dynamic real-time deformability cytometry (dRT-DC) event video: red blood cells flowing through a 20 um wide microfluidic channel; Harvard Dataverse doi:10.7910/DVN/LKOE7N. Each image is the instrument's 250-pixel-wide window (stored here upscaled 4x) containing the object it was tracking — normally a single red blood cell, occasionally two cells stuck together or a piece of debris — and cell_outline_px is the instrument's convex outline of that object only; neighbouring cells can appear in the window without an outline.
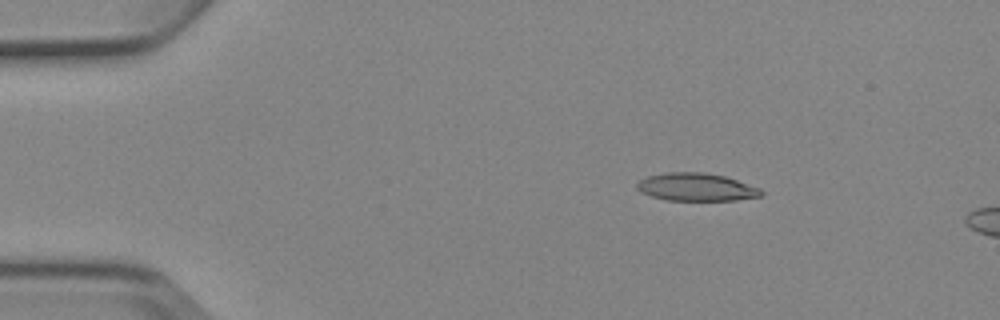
{"species": "Egyptian fruit bat (a non-hibernating species)", "species_latin": "Rousettus aegyptiacus", "temperature_condition": "cold", "stored_images_in_passage": 3, "camera_frame_rate_fps": 3000, "um_per_image_px": 0.085, "animal": {"sex": "female"}, "frame": {"image": 1, "passage_image": 1, "time_ms": 0.0, "image_size_px": [1000, 320], "cell_outline_px": [[764, 192], [760, 196], [736, 200], [668, 200], [652, 196], [640, 192], [636, 188], [636, 184], [640, 180], [648, 176], [664, 172], [704, 172], [724, 176], [760, 188]], "centroid_in_image_um": [59.16, 15.89], "position_along_channel_um": 25.8, "area_um2": 20.06}}